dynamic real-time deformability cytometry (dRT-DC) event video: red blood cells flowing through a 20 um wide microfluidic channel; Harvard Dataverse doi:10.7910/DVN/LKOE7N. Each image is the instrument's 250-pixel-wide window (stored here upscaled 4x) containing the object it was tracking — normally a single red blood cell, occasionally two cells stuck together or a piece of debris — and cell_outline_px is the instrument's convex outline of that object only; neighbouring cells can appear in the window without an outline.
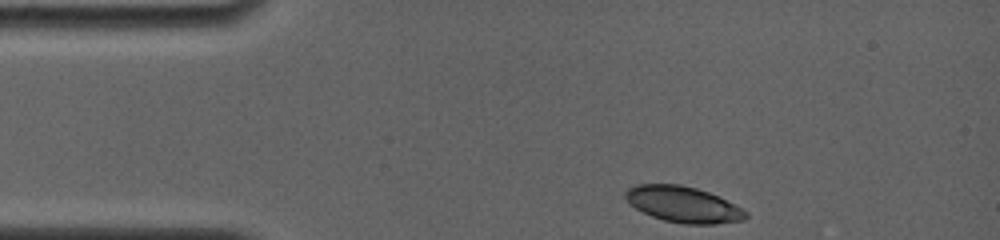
{"species": "common noctule bat (a hibernating species)", "species_latin": "Nyctalus noctula", "temperature_condition": "room temperature", "stored_images_in_passage": 26, "camera_frame_rate_fps": 4000, "um_per_image_px": 0.085, "animal": {"sex": "female", "body_mass_g": 19.0, "forearm_length_mm": 56.7}, "frame": {"image": 1, "passage_image": 1, "time_ms": 0.0, "image_size_px": [1000, 240], "cell_outline_px": [[748, 216], [744, 220], [716, 224], [684, 224], [664, 220], [652, 216], [636, 208], [624, 196], [624, 192], [628, 188], [636, 184], [680, 184], [696, 188], [708, 192], [748, 212]], "centroid_in_image_um": [58.06, 17.37], "position_along_channel_um": 26.9, "area_um2": 24.91}}
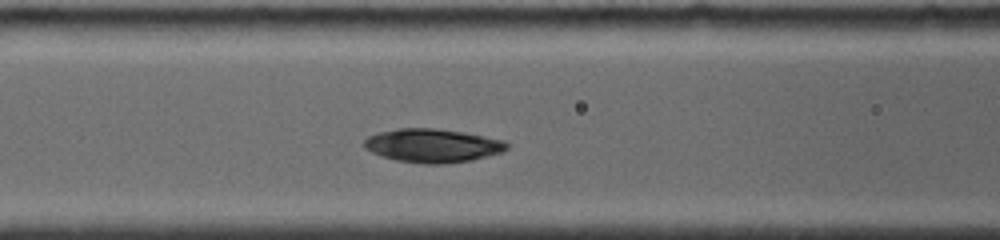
{"frame": {"image": 2, "passage_image": 17, "time_ms": 4.0, "image_size_px": [1000, 240], "cell_outline_px": [[508, 148], [504, 152], [472, 160], [444, 164], [424, 164], [396, 160], [380, 156], [364, 148], [364, 140], [368, 136], [380, 132], [400, 128], [432, 128], [464, 132], [504, 140], [508, 144]], "centroid_in_image_um": [36.78, 12.38], "position_along_channel_um": 129.8, "area_um2": 28.03}}
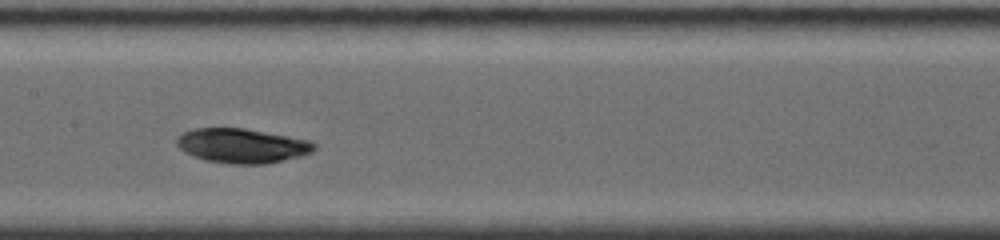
{"frame": {"image": 3, "passage_image": 25, "time_ms": 5.5, "image_size_px": [1000, 240], "cell_outline_px": [[316, 148], [312, 152], [304, 156], [264, 164], [228, 164], [204, 160], [192, 156], [184, 152], [176, 144], [176, 136], [192, 128], [244, 128], [312, 140], [316, 144]], "centroid_in_image_um": [20.58, 12.39], "position_along_channel_um": 186.8, "area_um2": 28.09}}